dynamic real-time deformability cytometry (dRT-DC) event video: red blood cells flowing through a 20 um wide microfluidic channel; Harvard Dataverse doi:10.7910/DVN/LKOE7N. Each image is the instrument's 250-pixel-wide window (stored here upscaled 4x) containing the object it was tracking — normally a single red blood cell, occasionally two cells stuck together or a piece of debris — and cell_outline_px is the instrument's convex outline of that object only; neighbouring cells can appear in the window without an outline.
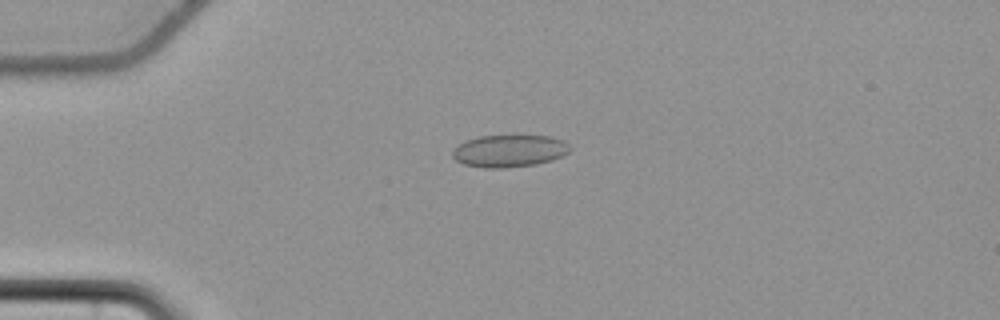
{"species": "common noctule bat (a hibernating species)", "species_latin": "Nyctalus noctula", "temperature_condition": "cold", "stored_images_in_passage": 57, "camera_frame_rate_fps": 3000, "um_per_image_px": 0.085, "animal": {"sex": "female", "body_mass_g": 22.7, "forearm_length_mm": 54.2}, "frame": {"image": 1, "passage_image": 15, "time_ms": 4.667, "image_size_px": [1000, 320], "cell_outline_px": [[572, 148], [568, 152], [552, 160], [536, 164], [504, 168], [484, 168], [464, 164], [456, 160], [452, 156], [452, 152], [460, 144], [468, 140], [480, 136], [552, 136], [564, 140]], "centroid_in_image_um": [43.32, 12.83], "position_along_channel_um": 41.7, "area_um2": 21.91}}
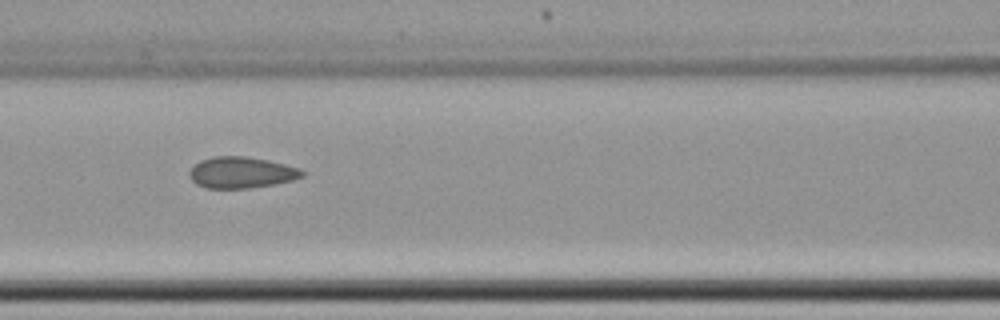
{"frame": {"image": 2, "passage_image": 26, "time_ms": 8.333, "image_size_px": [1000, 320], "cell_outline_px": [[304, 176], [292, 180], [272, 184], [248, 188], [204, 188], [196, 184], [188, 176], [188, 172], [200, 160], [212, 156], [244, 156], [268, 160], [300, 168], [304, 172]], "centroid_in_image_um": [20.49, 14.66], "position_along_channel_um": 146.1, "area_um2": 20.52}}
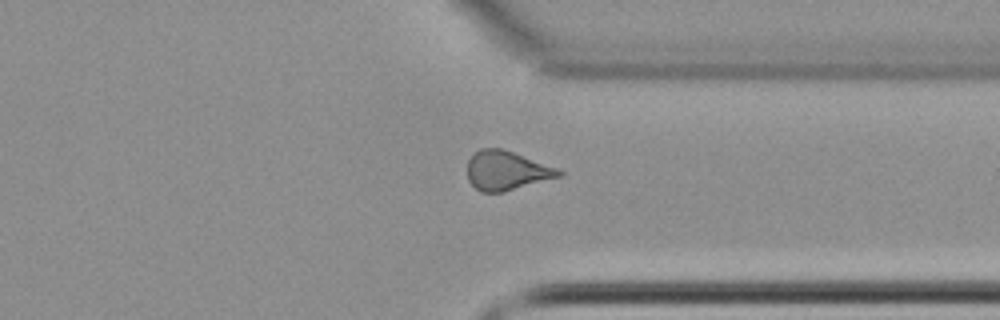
{"frame": {"image": 3, "passage_image": 44, "time_ms": 14.333, "image_size_px": [1000, 320], "cell_outline_px": [[564, 172], [560, 176], [504, 192], [480, 192], [468, 180], [468, 160], [480, 148], [500, 148], [512, 152], [556, 168]], "centroid_in_image_um": [43.02, 14.51], "position_along_channel_um": 368.4, "area_um2": 20.46}, "authors_computed_cell_mechanics": {"area_um2": 21.1548, "velocity_mm_per_s": 3.7108, "shape_relaxation_time_tau1_ms": null, "shape_relaxation_time_tau2_ms": 1.1715, "deformation_change_tau1": null, "deformation_change_tau2": 0.0616}}